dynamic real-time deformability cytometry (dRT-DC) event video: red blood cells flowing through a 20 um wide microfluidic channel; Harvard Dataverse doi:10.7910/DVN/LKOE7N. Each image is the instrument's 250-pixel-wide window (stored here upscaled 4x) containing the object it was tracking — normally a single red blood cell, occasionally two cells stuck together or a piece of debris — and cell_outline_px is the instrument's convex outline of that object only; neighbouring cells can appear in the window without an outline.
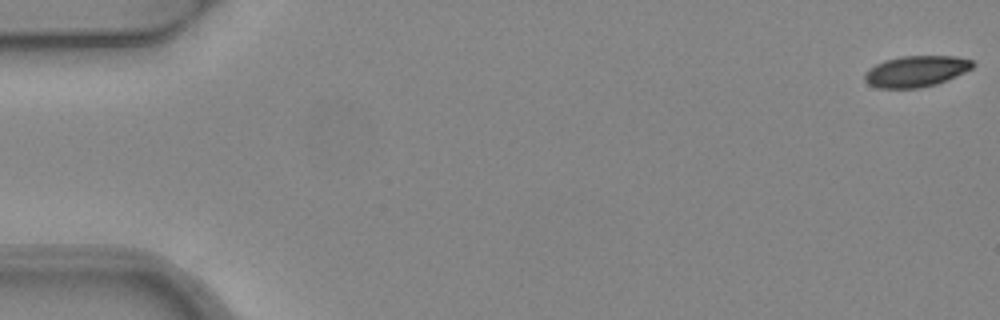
{"species": "common noctule bat (a hibernating species)", "species_latin": "Nyctalus noctula", "temperature_condition": "warm", "stored_images_in_passage": 5, "camera_frame_rate_fps": 3000, "um_per_image_px": 0.085, "animal": {"sex": "female", "body_mass_g": 24.6, "forearm_length_mm": 56.2}, "frame": {"image": 1, "passage_image": 1, "time_ms": 0.0, "image_size_px": [1000, 320], "cell_outline_px": [[976, 64], [972, 68], [956, 76], [936, 84], [920, 88], [876, 88], [868, 84], [864, 80], [864, 72], [868, 68], [884, 60], [900, 56], [956, 56], [972, 60]], "centroid_in_image_um": [77.83, 6.06], "position_along_channel_um": 7.2, "area_um2": 19.77}}
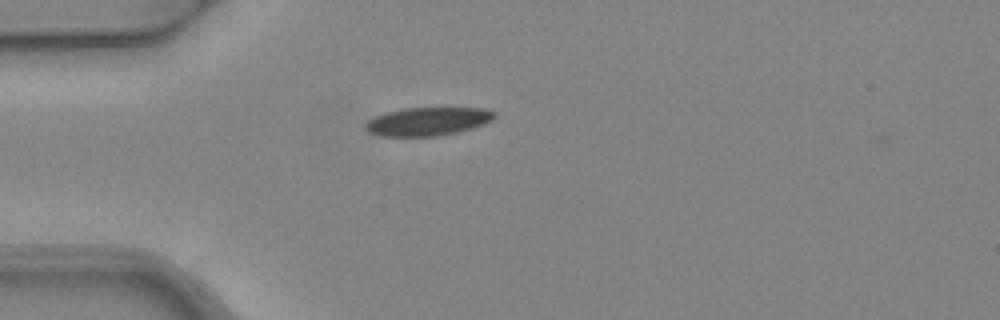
{"frame": {"image": 2, "passage_image": 5, "time_ms": 1.333, "image_size_px": [1000, 320], "cell_outline_px": [[496, 116], [492, 120], [472, 128], [460, 132], [440, 136], [380, 136], [368, 132], [364, 128], [364, 124], [368, 120], [384, 112], [404, 108], [484, 108], [496, 112]], "centroid_in_image_um": [36.34, 10.32], "position_along_channel_um": 48.7, "area_um2": 21.5}}